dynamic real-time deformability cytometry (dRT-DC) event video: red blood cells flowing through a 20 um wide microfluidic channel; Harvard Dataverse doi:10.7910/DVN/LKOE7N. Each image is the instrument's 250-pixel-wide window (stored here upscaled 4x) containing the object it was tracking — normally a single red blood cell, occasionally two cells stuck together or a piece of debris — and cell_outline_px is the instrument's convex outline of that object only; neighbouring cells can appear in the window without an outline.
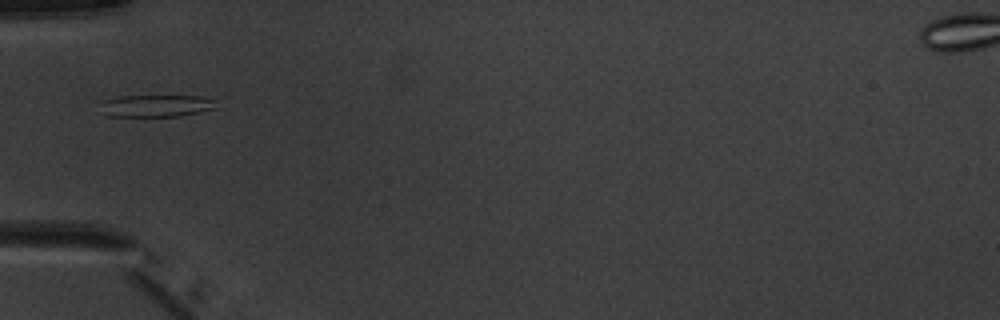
{"species": "common noctule bat (a hibernating species)", "species_latin": "Nyctalus noctula", "temperature_condition": "warm", "stored_images_in_passage": 2, "camera_frame_rate_fps": 3000, "um_per_image_px": 0.085, "animal": {"sex": "male", "body_mass_g": 20.1, "forearm_length_mm": 53.5}, "frame": {"image": 1, "passage_image": 2, "time_ms": 1.0, "image_size_px": [1000, 320], "cell_outline_px": [[220, 108], [180, 116], [108, 116], [100, 100], [120, 96], [204, 96], [216, 100]], "centroid_in_image_um": [13.4, 8.98], "position_along_channel_um": 71.6, "area_um2": 15.03}}